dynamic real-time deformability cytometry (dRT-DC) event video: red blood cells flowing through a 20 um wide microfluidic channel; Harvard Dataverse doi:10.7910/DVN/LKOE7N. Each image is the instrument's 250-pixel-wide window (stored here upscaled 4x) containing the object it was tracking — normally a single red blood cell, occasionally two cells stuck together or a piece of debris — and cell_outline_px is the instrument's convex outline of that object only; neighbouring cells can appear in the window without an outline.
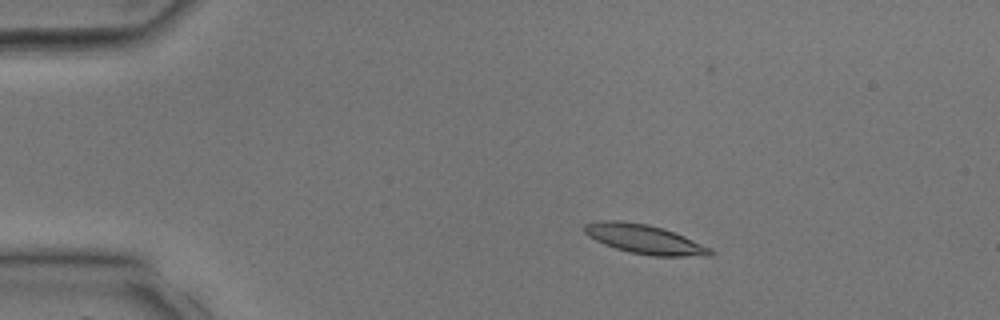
{"species": "common noctule bat (a hibernating species)", "species_latin": "Nyctalus noctula", "temperature_condition": "room temperature", "stored_images_in_passage": 29, "camera_frame_rate_fps": 3000, "um_per_image_px": 0.085, "animal": {"sex": "male", "body_mass_g": 17.9, "forearm_length_mm": 54.2}, "frame": {"image": 1, "passage_image": 1, "time_ms": 0.0, "image_size_px": [1000, 320], "cell_outline_px": [[716, 252], [712, 256], [652, 256], [632, 252], [616, 248], [604, 244], [588, 236], [584, 232], [584, 224], [600, 220], [620, 220], [648, 224], [684, 236], [712, 248]], "centroid_in_image_um": [54.8, 20.33], "position_along_channel_um": 30.2, "area_um2": 21.39}}
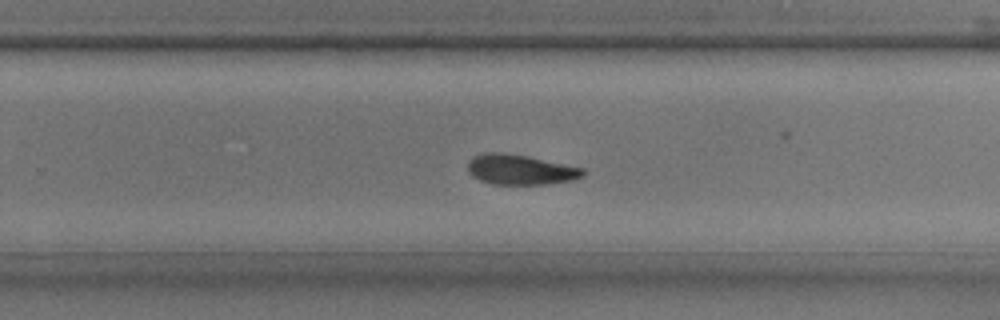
{"frame": {"image": 2, "passage_image": 17, "time_ms": 5.333, "image_size_px": [1000, 320], "cell_outline_px": [[584, 176], [572, 180], [544, 184], [492, 184], [480, 180], [472, 176], [468, 172], [468, 160], [476, 156], [488, 152], [504, 152], [528, 156], [584, 168]], "centroid_in_image_um": [44.22, 14.41], "position_along_channel_um": 285.6, "area_um2": 20.17}}
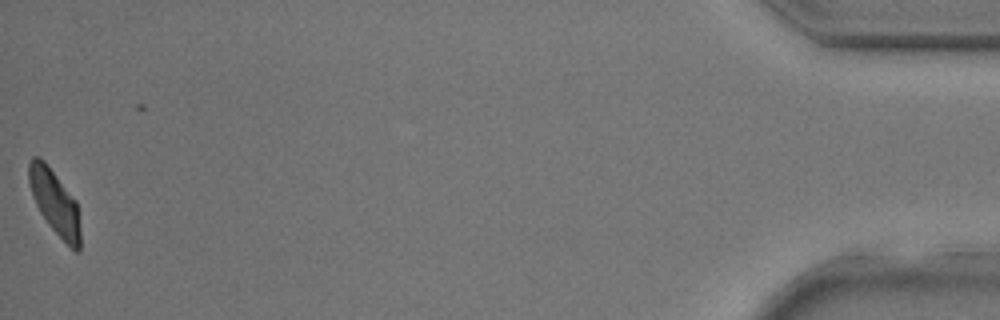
{"frame": {"image": 3, "passage_image": 29, "time_ms": 9.333, "image_size_px": [1000, 320], "cell_outline_px": [[80, 252], [76, 252], [48, 224], [40, 212], [32, 196], [28, 180], [28, 164], [32, 156], [40, 156], [44, 160], [76, 200], [80, 228]], "centroid_in_image_um": [4.64, 17.15], "position_along_channel_um": 430.6, "area_um2": 19.25}}